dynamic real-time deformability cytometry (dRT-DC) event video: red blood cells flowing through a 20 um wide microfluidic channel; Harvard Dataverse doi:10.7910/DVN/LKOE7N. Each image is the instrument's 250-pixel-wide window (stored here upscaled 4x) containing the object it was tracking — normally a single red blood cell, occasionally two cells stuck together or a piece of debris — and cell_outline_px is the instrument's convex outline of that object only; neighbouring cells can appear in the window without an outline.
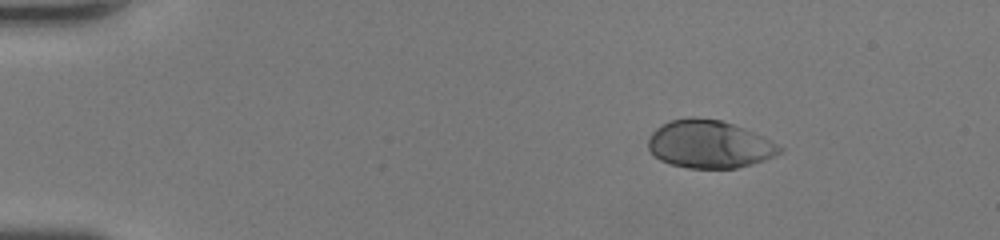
{"species": "human", "species_latin": "Homo sapiens", "temperature_condition": "room temperature", "stored_images_in_passage": 41, "camera_frame_rate_fps": 3000, "um_per_image_px": 0.085, "donor": {"sex": "female"}, "frame": {"image": 1, "passage_image": 1, "time_ms": 0.0, "image_size_px": [1000, 240], "cell_outline_px": [[784, 148], [780, 152], [764, 160], [752, 164], [736, 168], [688, 168], [672, 164], [660, 160], [648, 148], [648, 140], [652, 132], [656, 128], [672, 120], [692, 116], [720, 120], [744, 128], [764, 136], [772, 140]], "centroid_in_image_um": [60.31, 12.25], "position_along_channel_um": 24.7, "area_um2": 36.47}}
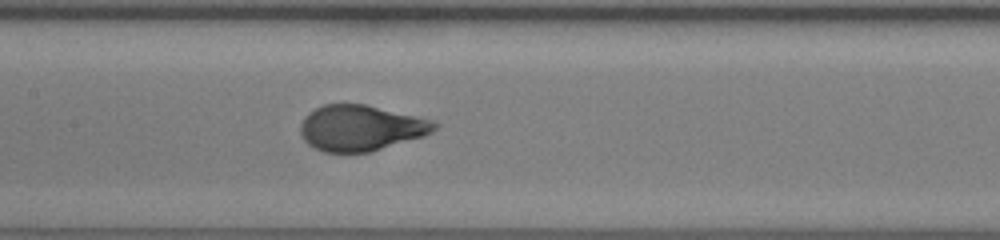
{"frame": {"image": 2, "passage_image": 18, "time_ms": 5.667, "image_size_px": [1000, 240], "cell_outline_px": [[440, 124], [432, 132], [424, 136], [368, 152], [324, 152], [308, 144], [304, 140], [300, 132], [300, 124], [304, 116], [308, 112], [324, 104], [364, 104], [432, 120]], "centroid_in_image_um": [30.64, 10.87], "position_along_channel_um": 176.8, "area_um2": 35.49}}
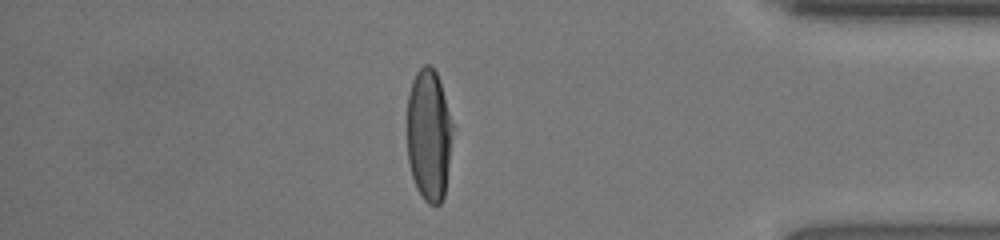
{"frame": {"image": 3, "passage_image": 35, "time_ms": 11.333, "image_size_px": [1000, 240], "cell_outline_px": [[452, 128], [448, 164], [444, 196], [440, 204], [428, 204], [424, 200], [416, 188], [412, 176], [408, 160], [408, 92], [412, 80], [416, 72], [424, 64], [432, 64], [440, 80], [452, 124]], "centroid_in_image_um": [36.43, 11.44], "position_along_channel_um": 398.8, "area_um2": 34.74}, "authors_computed_cell_mechanics": {"area_um2": 36.4718, "velocity_mm_per_s": 4.4055, "shape_relaxation_time_tau1_ms": 3.1311, "shape_relaxation_time_tau2_ms": null, "deformation_change_tau1": 0.2026, "deformation_change_tau2": null}}